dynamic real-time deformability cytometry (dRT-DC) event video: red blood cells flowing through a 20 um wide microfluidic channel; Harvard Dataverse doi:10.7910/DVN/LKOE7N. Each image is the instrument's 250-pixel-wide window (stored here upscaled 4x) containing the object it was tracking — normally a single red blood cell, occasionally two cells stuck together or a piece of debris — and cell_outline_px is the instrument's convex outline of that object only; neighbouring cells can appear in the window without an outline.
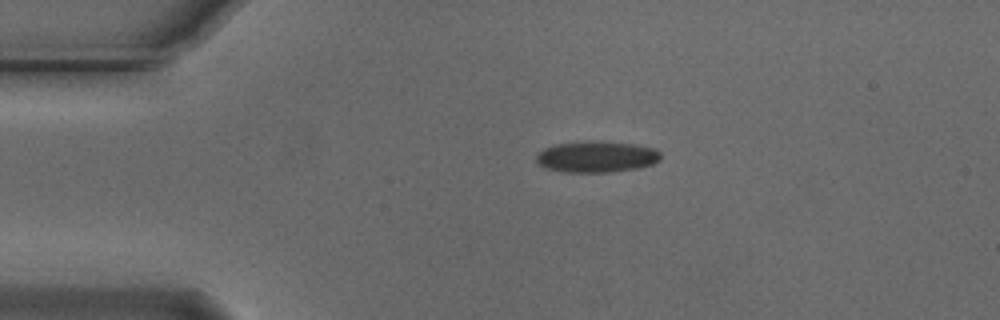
{"species": "Egyptian fruit bat (a non-hibernating species)", "species_latin": "Rousettus aegyptiacus", "temperature_condition": "cold", "stored_images_in_passage": 44, "camera_frame_rate_fps": 3000, "um_per_image_px": 0.085, "animal": {"sex": "male"}, "frame": {"image": 1, "passage_image": 1, "time_ms": 0.0, "image_size_px": [1000, 320], "cell_outline_px": [[660, 160], [652, 164], [636, 168], [608, 172], [564, 172], [548, 168], [540, 164], [536, 160], [536, 156], [544, 148], [556, 144], [636, 144], [652, 148], [660, 152]], "centroid_in_image_um": [50.72, 13.38], "position_along_channel_um": 34.3, "area_um2": 21.33}}
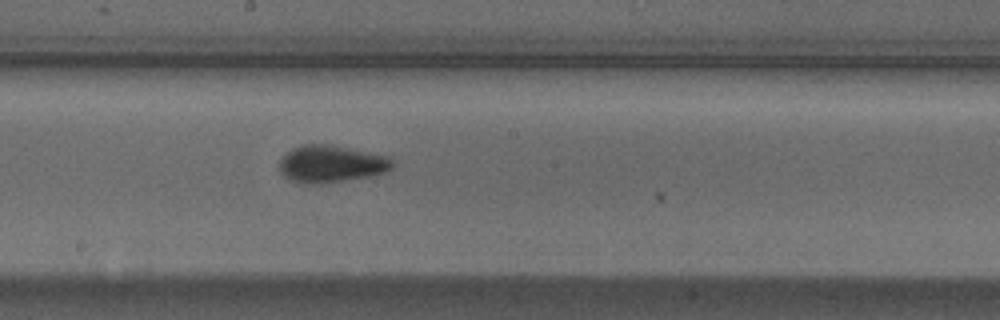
{"frame": {"image": 2, "passage_image": 19, "time_ms": 6.0, "image_size_px": [1000, 320], "cell_outline_px": [[392, 168], [384, 172], [368, 176], [320, 184], [300, 184], [288, 180], [280, 172], [280, 160], [292, 148], [300, 144], [328, 144], [388, 156], [392, 160]], "centroid_in_image_um": [28.09, 13.94], "position_along_channel_um": 220.1, "area_um2": 24.39}}
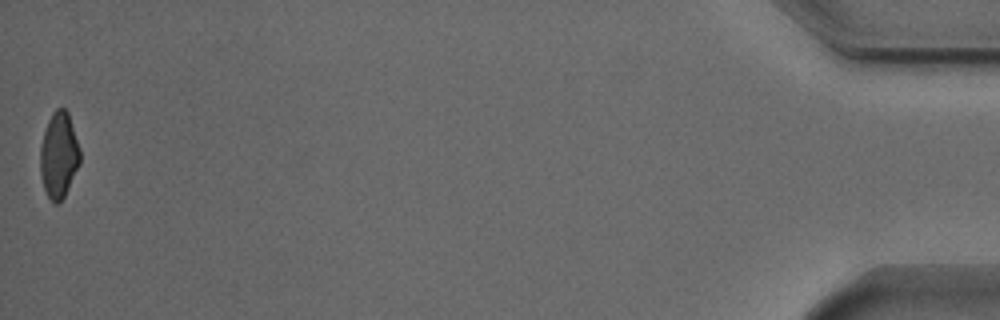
{"frame": {"image": 3, "passage_image": 44, "time_ms": 14.333, "image_size_px": [1000, 320], "cell_outline_px": [[80, 164], [64, 196], [56, 204], [52, 204], [44, 188], [40, 172], [40, 148], [44, 132], [48, 120], [52, 112], [56, 108], [64, 108], [68, 112], [80, 148]], "centroid_in_image_um": [5.0, 13.18], "position_along_channel_um": 430.2, "area_um2": 19.88}, "authors_computed_cell_mechanics": {"area_um2": 21.9062, "velocity_mm_per_s": 3.7439, "shape_relaxation_time_tau1_ms": 2.6066, "shape_relaxation_time_tau2_ms": 4.547, "deformation_change_tau1": 0.077, "deformation_change_tau2": 0.0638}}